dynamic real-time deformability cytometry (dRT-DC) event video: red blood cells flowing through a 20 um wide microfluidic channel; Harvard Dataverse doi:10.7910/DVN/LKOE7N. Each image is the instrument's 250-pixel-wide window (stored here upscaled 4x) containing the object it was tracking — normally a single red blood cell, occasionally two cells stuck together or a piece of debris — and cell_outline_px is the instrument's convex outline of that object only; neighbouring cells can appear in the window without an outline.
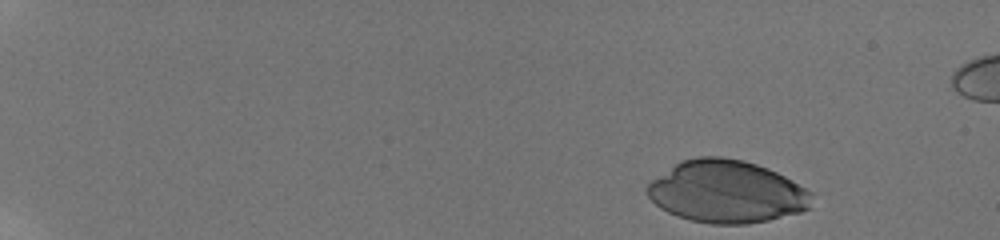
{"species": "human", "species_latin": "Homo sapiens", "temperature_condition": "room temperature", "stored_images_in_passage": 12, "camera_frame_rate_fps": 3000, "um_per_image_px": 0.085, "donor": {"sex": "male"}, "frame": {"image": 1, "passage_image": 1, "time_ms": 0.0, "image_size_px": [1000, 240], "cell_outline_px": [[812, 208], [800, 212], [768, 220], [748, 224], [712, 224], [688, 220], [676, 216], [660, 208], [648, 196], [648, 184], [652, 180], [680, 160], [696, 156], [720, 156], [744, 160], [768, 168], [792, 180], [812, 192]], "centroid_in_image_um": [61.78, 16.29], "position_along_channel_um": 23.2, "area_um2": 60.05}}